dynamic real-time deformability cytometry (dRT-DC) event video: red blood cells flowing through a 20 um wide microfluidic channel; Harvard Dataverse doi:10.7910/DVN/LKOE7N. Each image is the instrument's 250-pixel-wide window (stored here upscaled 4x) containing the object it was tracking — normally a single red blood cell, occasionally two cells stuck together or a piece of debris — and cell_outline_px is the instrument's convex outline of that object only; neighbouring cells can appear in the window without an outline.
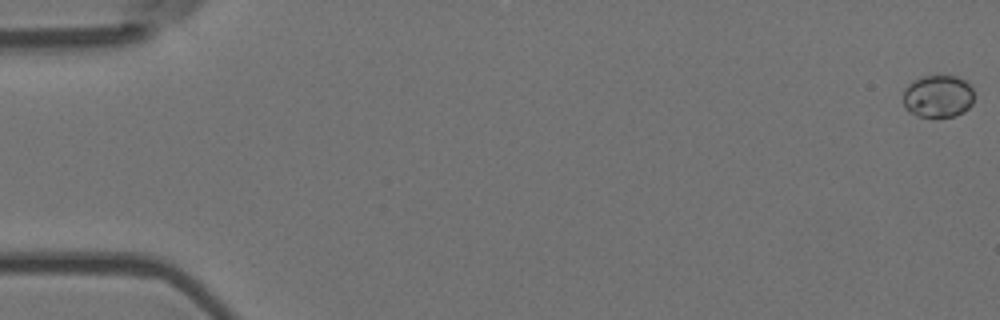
{"species": "Egyptian fruit bat (a non-hibernating species)", "species_latin": "Rousettus aegyptiacus", "temperature_condition": "room temperature", "stored_images_in_passage": 5, "camera_frame_rate_fps": 3000, "um_per_image_px": 0.085, "animal": {"sex": "female"}, "frame": {"image": 1, "passage_image": 1, "time_ms": 0.0, "image_size_px": [1000, 320], "cell_outline_px": [[972, 104], [964, 112], [956, 116], [916, 116], [904, 104], [904, 88], [912, 80], [924, 76], [956, 76], [972, 84]], "centroid_in_image_um": [79.75, 8.16], "position_along_channel_um": 5.3, "area_um2": 17.46}}